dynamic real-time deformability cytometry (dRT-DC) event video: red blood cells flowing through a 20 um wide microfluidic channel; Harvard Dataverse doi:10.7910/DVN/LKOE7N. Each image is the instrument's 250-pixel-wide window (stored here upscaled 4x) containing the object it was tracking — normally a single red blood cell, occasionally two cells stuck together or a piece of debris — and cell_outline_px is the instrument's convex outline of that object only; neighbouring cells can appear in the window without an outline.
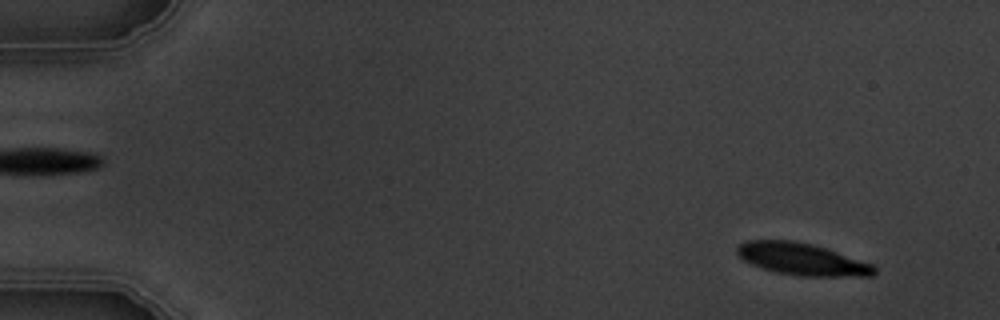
{"species": "common noctule bat (a hibernating species)", "species_latin": "Nyctalus noctula", "temperature_condition": "warm", "stored_images_in_passage": 5, "camera_frame_rate_fps": 3000, "um_per_image_px": 0.085, "animal": {"sex": "male", "body_mass_g": 19.5, "forearm_length_mm": 54.6}, "frame": {"image": 1, "passage_image": 1, "time_ms": 0.0, "image_size_px": [1000, 320], "cell_outline_px": [[876, 272], [872, 276], [804, 276], [776, 272], [752, 264], [744, 260], [736, 252], [736, 248], [744, 240], [792, 240], [812, 244], [872, 264], [876, 268]], "centroid_in_image_um": [68.15, 22.02], "position_along_channel_um": 16.9, "area_um2": 25.26}}
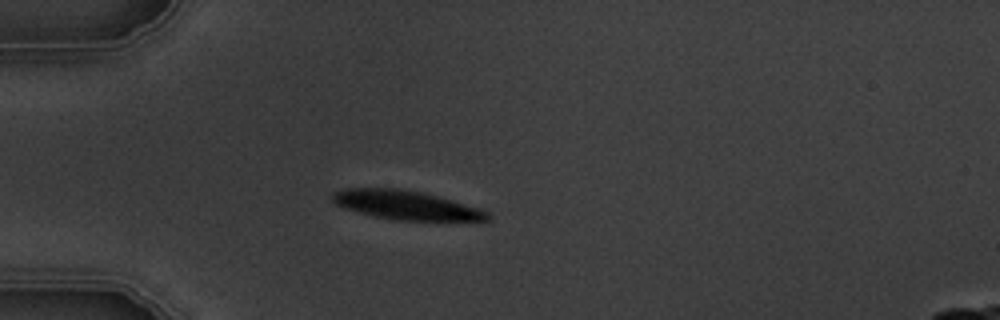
{"frame": {"image": 2, "passage_image": 4, "time_ms": 3.667, "image_size_px": [1000, 320], "cell_outline_px": [[492, 220], [400, 220], [376, 216], [360, 212], [336, 204], [332, 200], [332, 192], [344, 188], [400, 188], [420, 192], [452, 200], [480, 208], [488, 212], [492, 216]], "centroid_in_image_um": [34.53, 17.42], "position_along_channel_um": 50.5, "area_um2": 25.78}}